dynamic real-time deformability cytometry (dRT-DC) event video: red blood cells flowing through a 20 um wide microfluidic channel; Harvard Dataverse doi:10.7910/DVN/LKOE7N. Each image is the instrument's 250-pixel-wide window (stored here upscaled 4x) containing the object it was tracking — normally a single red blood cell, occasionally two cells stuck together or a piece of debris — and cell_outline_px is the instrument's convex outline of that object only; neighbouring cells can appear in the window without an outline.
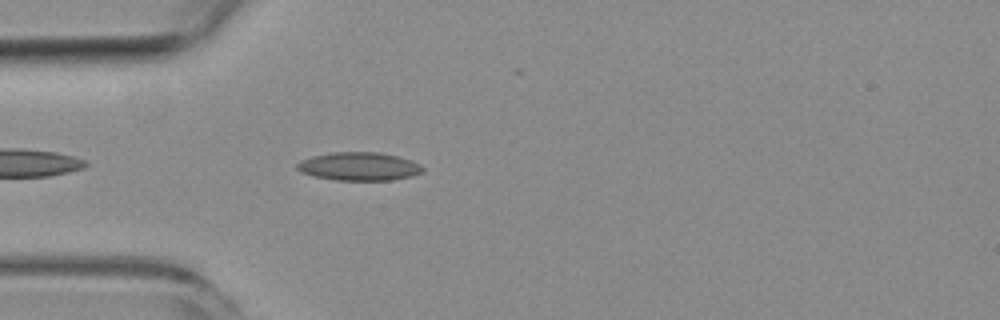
{"species": "common noctule bat (a hibernating species)", "species_latin": "Nyctalus noctula", "temperature_condition": "room temperature", "stored_images_in_passage": 5, "camera_frame_rate_fps": 3000, "um_per_image_px": 0.085, "animal": {"sex": "female", "body_mass_g": 19.3, "forearm_length_mm": 54.1}, "frame": {"image": 1, "passage_image": 5, "time_ms": 4.667, "image_size_px": [1000, 320], "cell_outline_px": [[424, 172], [412, 176], [392, 180], [336, 180], [312, 176], [296, 168], [296, 164], [300, 160], [312, 156], [332, 152], [380, 152], [412, 160], [420, 164], [424, 168]], "centroid_in_image_um": [30.54, 14.14], "position_along_channel_um": 54.5, "area_um2": 20.81}}